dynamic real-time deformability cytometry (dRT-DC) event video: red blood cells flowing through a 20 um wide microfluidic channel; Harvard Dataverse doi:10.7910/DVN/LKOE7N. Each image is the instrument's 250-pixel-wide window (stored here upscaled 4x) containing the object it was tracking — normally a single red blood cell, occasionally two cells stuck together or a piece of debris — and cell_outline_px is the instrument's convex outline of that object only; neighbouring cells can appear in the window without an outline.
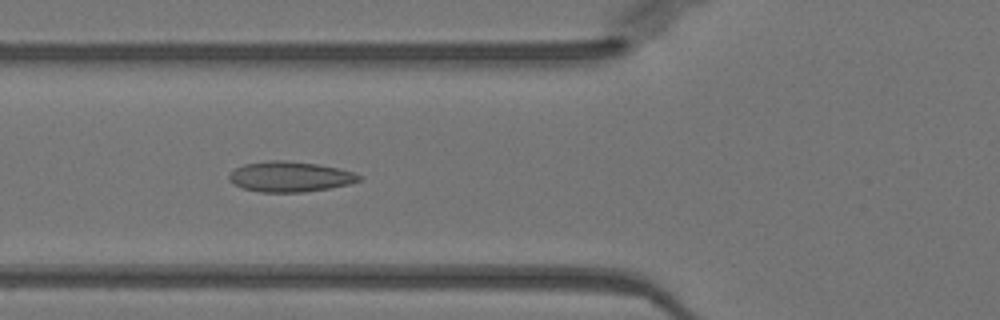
{"species": "Egyptian fruit bat (a non-hibernating species)", "species_latin": "Rousettus aegyptiacus", "temperature_condition": "warm", "stored_images_in_passage": 50, "camera_frame_rate_fps": 3000, "um_per_image_px": 0.085, "animal": {"sex": "female"}, "frame": {"image": 1, "passage_image": 18, "time_ms": 5.667, "image_size_px": [1000, 320], "cell_outline_px": [[364, 176], [360, 180], [348, 184], [328, 188], [304, 192], [260, 192], [244, 188], [232, 184], [228, 180], [228, 176], [236, 168], [244, 164], [268, 160], [284, 160], [316, 164], [356, 172]], "centroid_in_image_um": [24.64, 15.01], "position_along_channel_um": 101.2, "area_um2": 22.95}}
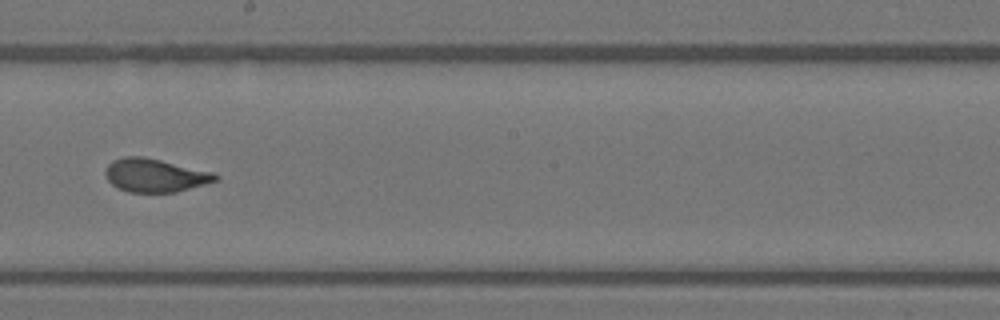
{"frame": {"image": 2, "passage_image": 28, "time_ms": 9.0, "image_size_px": [1000, 320], "cell_outline_px": [[220, 180], [176, 192], [128, 192], [116, 188], [108, 180], [104, 172], [108, 164], [112, 160], [124, 156], [144, 156], [212, 172], [220, 176]], "centroid_in_image_um": [13.16, 14.9], "position_along_channel_um": 235.0, "area_um2": 21.5}}
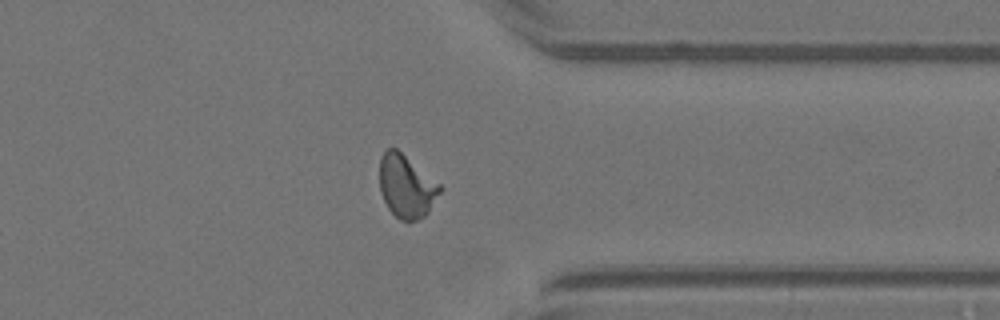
{"frame": {"image": 3, "passage_image": 39, "time_ms": 12.667, "image_size_px": [1000, 320], "cell_outline_px": [[444, 188], [428, 212], [424, 216], [416, 220], [400, 220], [388, 208], [380, 192], [380, 156], [388, 148], [396, 148], [440, 184]], "centroid_in_image_um": [34.55, 15.84], "position_along_channel_um": 376.9, "area_um2": 21.96}, "authors_computed_cell_mechanics": {"area_um2": 21.675, "velocity_mm_per_s": 4.0054, "shape_relaxation_time_tau1_ms": 8.7994, "shape_relaxation_time_tau2_ms": 0.6832, "deformation_change_tau1": 0.2146, "deformation_change_tau2": 0.0781}}